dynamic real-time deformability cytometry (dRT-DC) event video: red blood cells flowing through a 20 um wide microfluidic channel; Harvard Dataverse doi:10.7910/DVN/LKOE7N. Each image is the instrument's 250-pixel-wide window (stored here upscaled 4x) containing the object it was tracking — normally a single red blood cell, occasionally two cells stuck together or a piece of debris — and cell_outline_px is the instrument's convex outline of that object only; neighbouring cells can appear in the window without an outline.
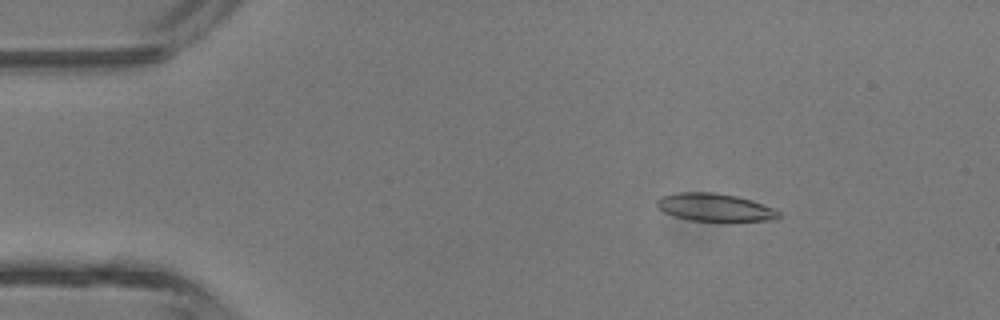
{"species": "common noctule bat (a hibernating species)", "species_latin": "Nyctalus noctula", "temperature_condition": "room temperature", "stored_images_in_passage": 3, "camera_frame_rate_fps": 3000, "um_per_image_px": 0.085, "animal": {"sex": "male", "body_mass_g": 13.3}, "frame": {"image": 1, "passage_image": 2, "time_ms": 1.333, "image_size_px": [1000, 320], "cell_outline_px": [[780, 216], [776, 220], [692, 220], [676, 216], [664, 212], [656, 204], [656, 200], [660, 196], [680, 192], [712, 192], [736, 196], [752, 200], [772, 208], [780, 212]], "centroid_in_image_um": [60.74, 17.6], "position_along_channel_um": 24.3, "area_um2": 19.31}}